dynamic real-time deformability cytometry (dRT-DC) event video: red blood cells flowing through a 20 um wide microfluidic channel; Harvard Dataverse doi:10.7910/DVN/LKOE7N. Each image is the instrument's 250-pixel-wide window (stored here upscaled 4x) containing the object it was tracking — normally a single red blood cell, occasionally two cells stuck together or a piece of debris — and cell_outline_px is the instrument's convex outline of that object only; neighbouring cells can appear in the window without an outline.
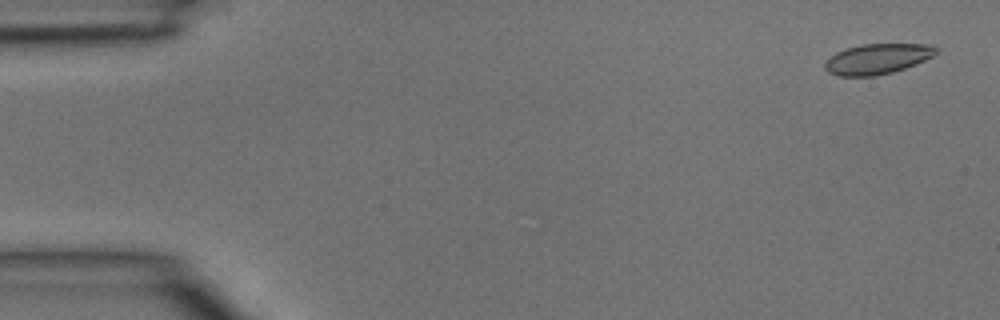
{"species": "common noctule bat (a hibernating species)", "species_latin": "Nyctalus noctula", "temperature_condition": "room temperature", "stored_images_in_passage": 10, "camera_frame_rate_fps": 3000, "um_per_image_px": 0.085, "animal": {"sex": "male", "body_mass_g": 15.6}, "frame": {"image": 1, "passage_image": 2, "time_ms": 0.333, "image_size_px": [1000, 320], "cell_outline_px": [[936, 52], [932, 56], [916, 64], [892, 72], [876, 76], [840, 76], [828, 72], [824, 68], [824, 64], [836, 52], [860, 44], [932, 44], [936, 48]], "centroid_in_image_um": [74.57, 5.01], "position_along_channel_um": 10.4, "area_um2": 19.48}}